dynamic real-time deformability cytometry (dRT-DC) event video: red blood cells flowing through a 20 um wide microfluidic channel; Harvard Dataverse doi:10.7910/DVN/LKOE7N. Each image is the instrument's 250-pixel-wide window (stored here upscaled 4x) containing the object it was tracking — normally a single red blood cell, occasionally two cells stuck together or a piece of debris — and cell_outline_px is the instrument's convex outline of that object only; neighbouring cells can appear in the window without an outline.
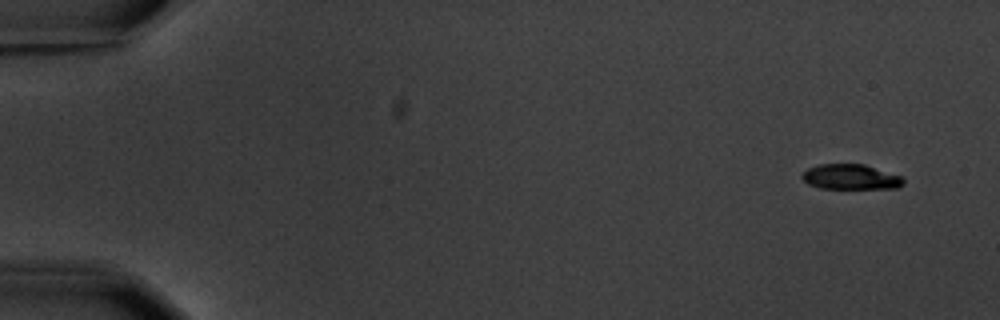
{"species": "common noctule bat (a hibernating species)", "species_latin": "Nyctalus noctula", "temperature_condition": "warm", "stored_images_in_passage": 5, "camera_frame_rate_fps": 3000, "um_per_image_px": 0.085, "animal": {"sex": "male", "body_mass_g": 20.1, "forearm_length_mm": 53.5}, "frame": {"image": 1, "passage_image": 1, "time_ms": 0.0, "image_size_px": [1000, 320], "cell_outline_px": [[904, 184], [896, 188], [820, 188], [808, 184], [800, 176], [808, 168], [820, 164], [864, 164], [900, 176], [904, 180]], "centroid_in_image_um": [72.29, 15.04], "position_along_channel_um": 12.7, "area_um2": 14.68}}
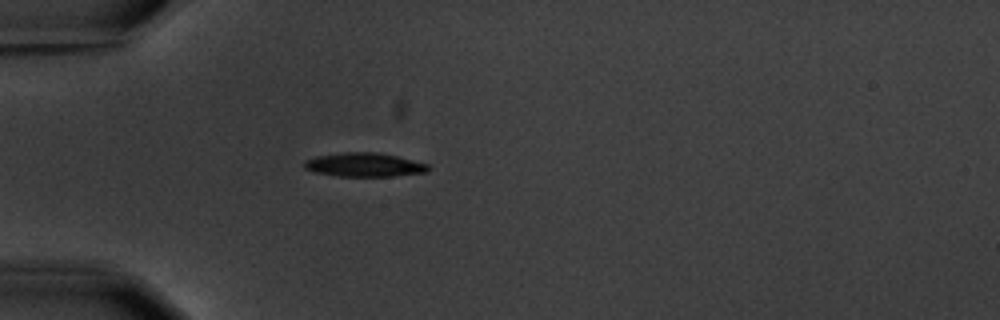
{"frame": {"image": 2, "passage_image": 5, "time_ms": 4.667, "image_size_px": [1000, 320], "cell_outline_px": [[432, 168], [428, 172], [392, 176], [336, 176], [316, 172], [304, 168], [304, 160], [316, 156], [344, 152], [376, 152], [396, 156], [428, 164]], "centroid_in_image_um": [30.97, 14.01], "position_along_channel_um": 54.0, "area_um2": 17.22}}